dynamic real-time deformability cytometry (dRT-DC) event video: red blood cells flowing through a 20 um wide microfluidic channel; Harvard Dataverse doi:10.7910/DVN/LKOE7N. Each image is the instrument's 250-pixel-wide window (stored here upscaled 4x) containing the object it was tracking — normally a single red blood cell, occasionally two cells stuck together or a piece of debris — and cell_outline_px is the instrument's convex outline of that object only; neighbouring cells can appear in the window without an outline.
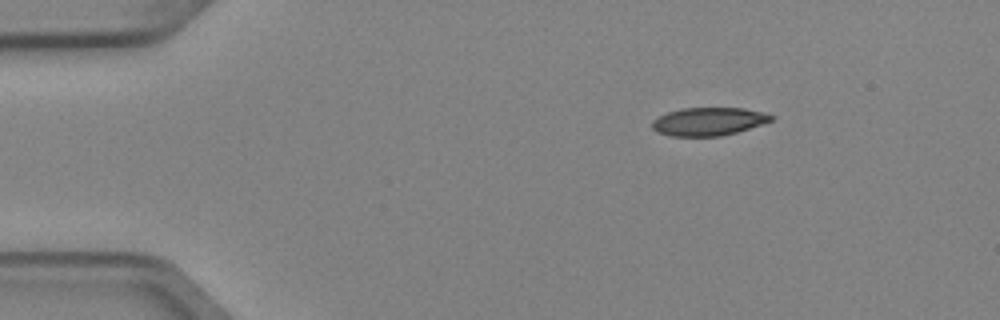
{"species": "Egyptian fruit bat (a non-hibernating species)", "species_latin": "Rousettus aegyptiacus", "temperature_condition": "cold", "stored_images_in_passage": 5, "segment_of_instrument_passage": [2, 2], "camera_frame_rate_fps": 3000, "um_per_image_px": 0.085, "animal": {"sex": "female"}, "frame": {"image": 1, "passage_image": 5, "time_ms": 1.333, "image_size_px": [1000, 320], "cell_outline_px": [[772, 120], [736, 132], [720, 136], [668, 136], [652, 128], [652, 120], [668, 112], [684, 108], [744, 108], [760, 112], [772, 116]], "centroid_in_image_um": [60.17, 10.33], "position_along_channel_um": 24.8, "area_um2": 19.07}}